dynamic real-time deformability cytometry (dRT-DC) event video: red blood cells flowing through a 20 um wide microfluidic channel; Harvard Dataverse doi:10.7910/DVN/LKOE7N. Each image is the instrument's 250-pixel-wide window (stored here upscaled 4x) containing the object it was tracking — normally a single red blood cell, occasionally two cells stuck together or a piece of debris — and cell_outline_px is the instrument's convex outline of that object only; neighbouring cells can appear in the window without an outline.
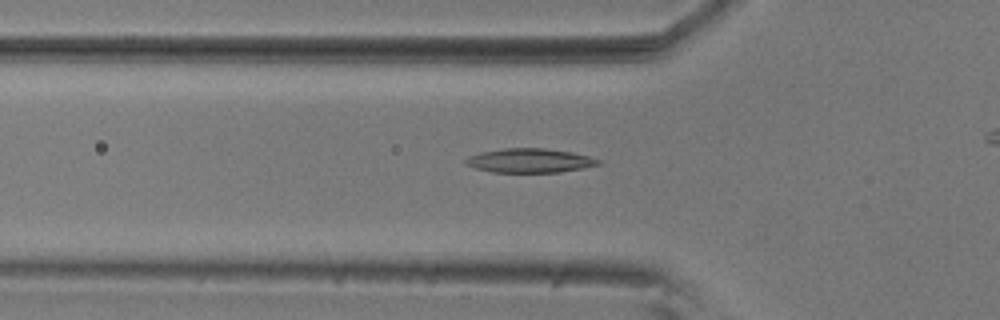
{"species": "common noctule bat (a hibernating species)", "species_latin": "Nyctalus noctula", "temperature_condition": "room temperature", "stored_images_in_passage": 42, "camera_frame_rate_fps": 3000, "um_per_image_px": 0.085, "animal": {"sex": "male", "body_mass_g": 20.5, "forearm_length_mm": 52.5}, "frame": {"image": 1, "passage_image": 12, "time_ms": 3.667, "image_size_px": [1000, 320], "cell_outline_px": [[600, 164], [584, 168], [560, 172], [492, 172], [476, 168], [464, 164], [464, 160], [468, 156], [480, 152], [504, 148], [544, 148], [572, 152], [588, 156], [600, 160]], "centroid_in_image_um": [45.0, 13.64], "position_along_channel_um": 80.8, "area_um2": 18.67}}
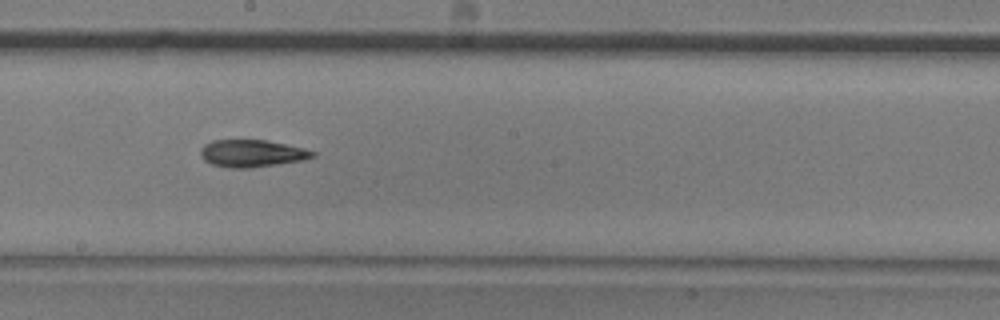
{"frame": {"image": 2, "passage_image": 24, "time_ms": 7.667, "image_size_px": [1000, 320], "cell_outline_px": [[316, 156], [304, 160], [248, 168], [228, 168], [212, 164], [204, 160], [200, 156], [200, 148], [204, 144], [212, 140], [268, 140], [304, 148], [316, 152]], "centroid_in_image_um": [21.4, 13.03], "position_along_channel_um": 226.8, "area_um2": 17.92}}
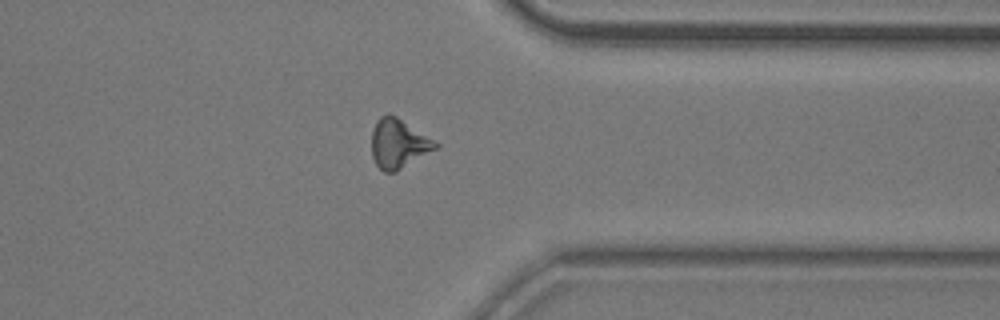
{"frame": {"image": 3, "passage_image": 37, "time_ms": 12.0, "image_size_px": [1000, 320], "cell_outline_px": [[440, 148], [396, 172], [384, 172], [376, 164], [372, 156], [372, 132], [376, 120], [380, 116], [388, 112], [396, 116], [440, 144]], "centroid_in_image_um": [33.89, 12.22], "position_along_channel_um": 377.5, "area_um2": 18.55}, "authors_computed_cell_mechanics": {"area_um2": 17.918, "velocity_mm_per_s": 3.6242, "shape_relaxation_time_tau1_ms": 8.1274, "shape_relaxation_time_tau2_ms": 11.2916, "deformation_change_tau1": 0.1773, "deformation_change_tau2": 0.2371}}